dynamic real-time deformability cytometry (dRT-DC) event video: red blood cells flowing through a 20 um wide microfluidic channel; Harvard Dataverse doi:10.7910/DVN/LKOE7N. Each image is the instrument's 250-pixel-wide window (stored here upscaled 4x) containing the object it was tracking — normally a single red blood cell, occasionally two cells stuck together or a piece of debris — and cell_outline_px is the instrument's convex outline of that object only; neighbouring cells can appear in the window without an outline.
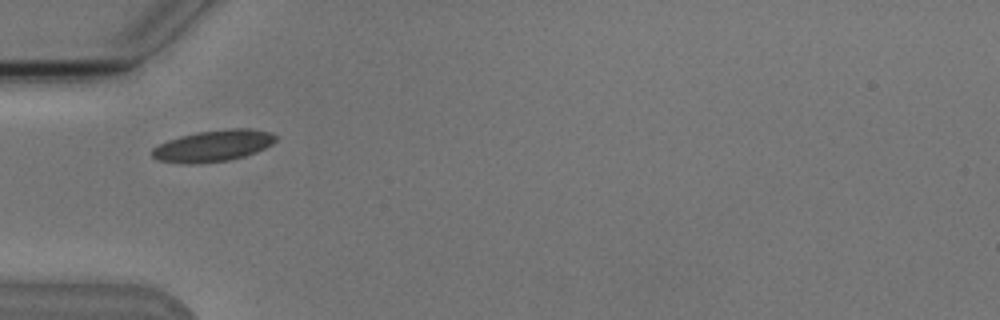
{"species": "Egyptian fruit bat (a non-hibernating species)", "species_latin": "Rousettus aegyptiacus", "temperature_condition": "cold", "stored_images_in_passage": 2, "camera_frame_rate_fps": 3000, "um_per_image_px": 0.085, "animal": {"sex": "male"}, "frame": {"image": 1, "passage_image": 1, "time_ms": 0.0, "image_size_px": [1000, 320], "cell_outline_px": [[276, 140], [272, 144], [256, 152], [244, 156], [228, 160], [200, 164], [184, 164], [156, 160], [152, 156], [152, 148], [168, 140], [180, 136], [196, 132], [228, 128], [248, 128], [268, 132], [276, 136]], "centroid_in_image_um": [18.09, 12.4], "position_along_channel_um": 66.9, "area_um2": 22.72}}